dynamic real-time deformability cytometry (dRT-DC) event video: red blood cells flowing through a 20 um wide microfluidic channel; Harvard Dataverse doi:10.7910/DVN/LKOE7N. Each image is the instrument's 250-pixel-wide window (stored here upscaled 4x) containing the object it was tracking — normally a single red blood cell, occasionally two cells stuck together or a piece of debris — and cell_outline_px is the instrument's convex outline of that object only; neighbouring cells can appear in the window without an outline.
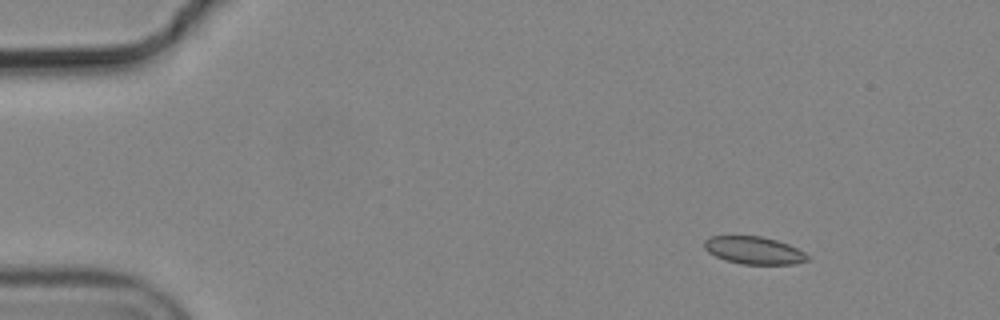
{"species": "common noctule bat (a hibernating species)", "species_latin": "Nyctalus noctula", "temperature_condition": "cold", "stored_images_in_passage": 4, "camera_frame_rate_fps": 3000, "um_per_image_px": 0.085, "animal": {"sex": "male", "body_mass_g": 19.2, "forearm_length_mm": 51.8}, "frame": {"image": 1, "passage_image": 1, "time_ms": 0.0, "image_size_px": [1000, 320], "cell_outline_px": [[808, 260], [796, 264], [740, 264], [724, 260], [708, 252], [704, 248], [704, 240], [708, 236], [760, 236], [776, 240], [788, 244], [804, 252], [808, 256]], "centroid_in_image_um": [64.05, 21.28], "position_along_channel_um": 20.9, "area_um2": 16.59}}
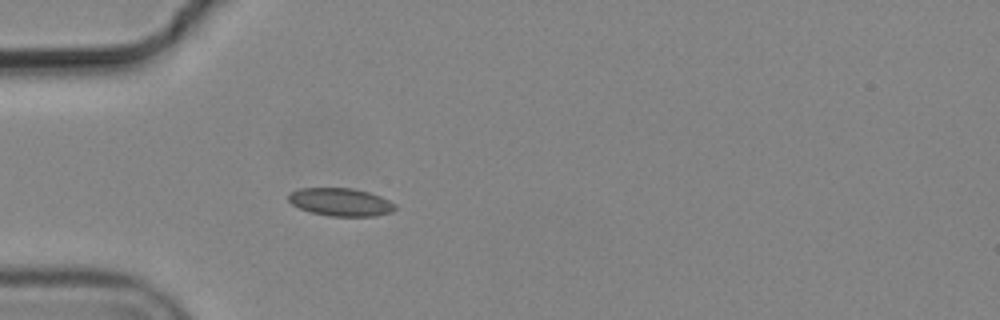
{"frame": {"image": 2, "passage_image": 4, "time_ms": 1.0, "image_size_px": [1000, 320], "cell_outline_px": [[396, 208], [392, 212], [376, 216], [328, 216], [312, 212], [300, 208], [292, 204], [288, 200], [288, 196], [292, 192], [300, 188], [352, 188], [368, 192], [380, 196], [396, 204]], "centroid_in_image_um": [28.98, 17.18], "position_along_channel_um": 56.0, "area_um2": 17.28}}